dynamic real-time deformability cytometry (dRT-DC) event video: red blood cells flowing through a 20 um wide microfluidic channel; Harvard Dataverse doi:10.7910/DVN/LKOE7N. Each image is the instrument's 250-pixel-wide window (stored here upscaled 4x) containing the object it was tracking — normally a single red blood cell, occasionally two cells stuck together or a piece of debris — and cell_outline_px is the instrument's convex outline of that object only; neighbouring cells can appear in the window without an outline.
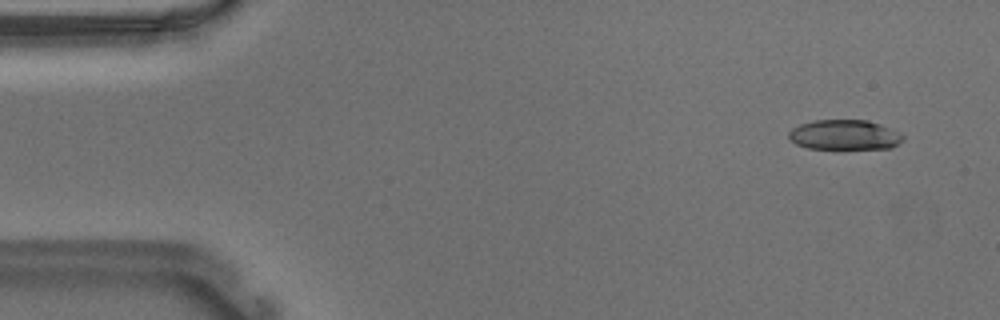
{"species": "Egyptian fruit bat (a non-hibernating species)", "species_latin": "Rousettus aegyptiacus", "temperature_condition": "warm", "stored_images_in_passage": 50, "camera_frame_rate_fps": 3000, "um_per_image_px": 0.085, "animal": {"sex": "male"}, "frame": {"image": 1, "passage_image": 2, "time_ms": 0.333, "image_size_px": [1000, 320], "cell_outline_px": [[904, 140], [892, 148], [808, 148], [796, 144], [788, 136], [788, 132], [792, 128], [800, 124], [812, 120], [868, 120], [880, 124], [900, 132], [904, 136]], "centroid_in_image_um": [71.8, 11.45], "position_along_channel_um": 13.2, "area_um2": 19.94}}
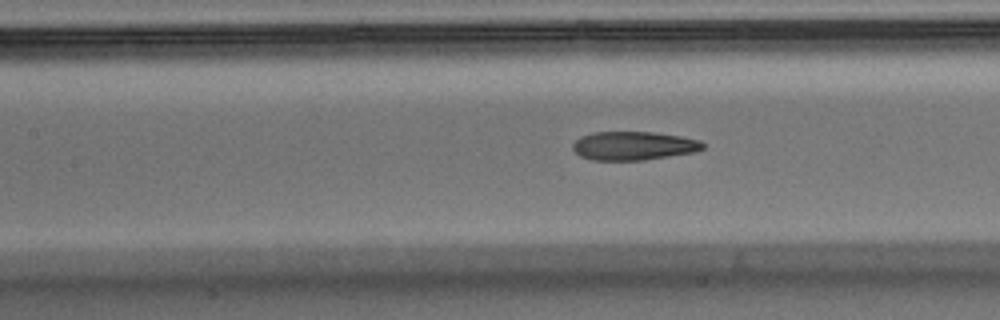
{"frame": {"image": 2, "passage_image": 22, "time_ms": 7.0, "image_size_px": [1000, 320], "cell_outline_px": [[704, 148], [696, 152], [644, 160], [592, 160], [580, 156], [572, 148], [572, 144], [580, 136], [592, 132], [652, 132], [680, 136], [700, 140], [704, 144]], "centroid_in_image_um": [53.85, 12.39], "position_along_channel_um": 153.6, "area_um2": 21.79}}
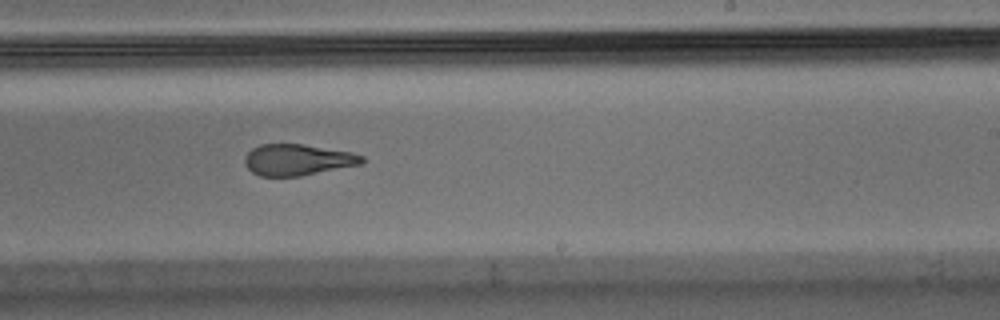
{"frame": {"image": 3, "passage_image": 31, "time_ms": 10.0, "image_size_px": [1000, 320], "cell_outline_px": [[364, 164], [300, 176], [260, 176], [252, 172], [244, 164], [244, 156], [252, 148], [260, 144], [304, 144], [352, 152], [364, 156]], "centroid_in_image_um": [25.31, 13.58], "position_along_channel_um": 263.7, "area_um2": 21.56}}